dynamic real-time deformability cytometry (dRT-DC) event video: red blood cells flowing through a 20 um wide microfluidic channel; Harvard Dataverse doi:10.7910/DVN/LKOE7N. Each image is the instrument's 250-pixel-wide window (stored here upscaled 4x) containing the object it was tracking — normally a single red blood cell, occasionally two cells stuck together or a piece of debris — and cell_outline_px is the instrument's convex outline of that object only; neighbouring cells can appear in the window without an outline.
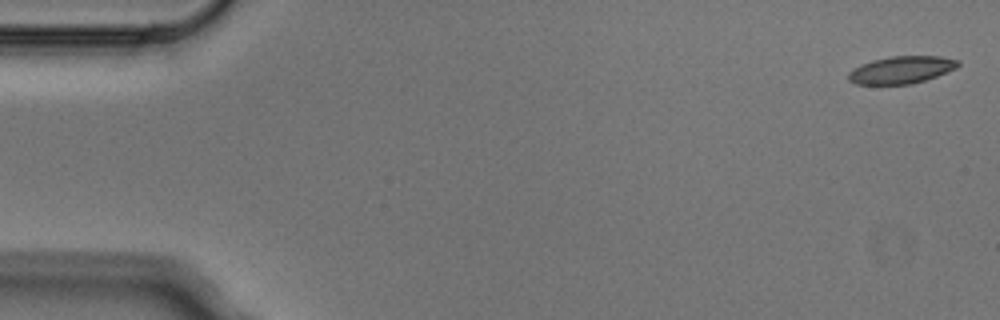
{"species": "Egyptian fruit bat (a non-hibernating species)", "species_latin": "Rousettus aegyptiacus", "temperature_condition": "cold", "stored_images_in_passage": 4, "camera_frame_rate_fps": 3000, "um_per_image_px": 0.085, "animal": {"sex": "male"}, "frame": {"image": 1, "passage_image": 1, "time_ms": 0.0, "image_size_px": [1000, 320], "cell_outline_px": [[960, 64], [956, 68], [936, 76], [912, 84], [856, 84], [848, 80], [848, 72], [860, 64], [872, 60], [892, 56], [940, 56], [960, 60]], "centroid_in_image_um": [76.61, 5.93], "position_along_channel_um": 8.4, "area_um2": 17.46}}
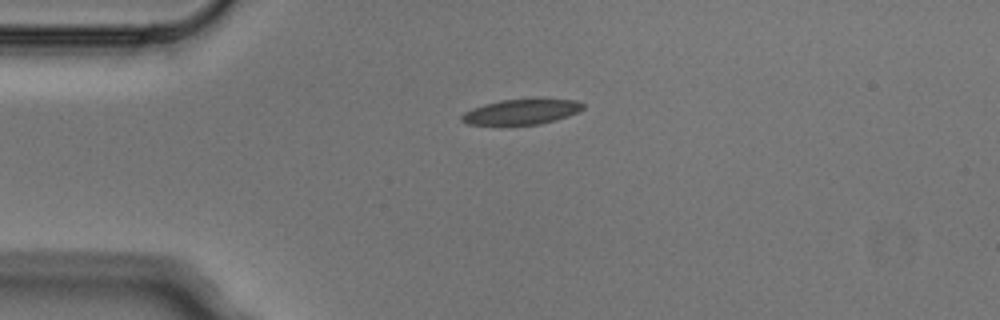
{"frame": {"image": 2, "passage_image": 4, "time_ms": 1.0, "image_size_px": [1000, 320], "cell_outline_px": [[584, 108], [568, 116], [556, 120], [540, 124], [468, 124], [460, 120], [460, 116], [464, 112], [472, 108], [484, 104], [500, 100], [576, 100], [584, 104]], "centroid_in_image_um": [44.28, 9.51], "position_along_channel_um": 40.7, "area_um2": 17.4}}